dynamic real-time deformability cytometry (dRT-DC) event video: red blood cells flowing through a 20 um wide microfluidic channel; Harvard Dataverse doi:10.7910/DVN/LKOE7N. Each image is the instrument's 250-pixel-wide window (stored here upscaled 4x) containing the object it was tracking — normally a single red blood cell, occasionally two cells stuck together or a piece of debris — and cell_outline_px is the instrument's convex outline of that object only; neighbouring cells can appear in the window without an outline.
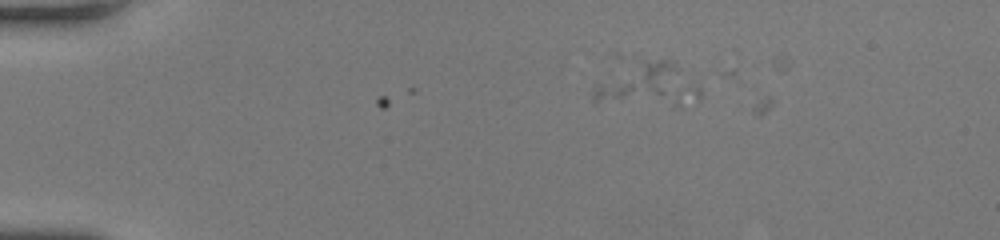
{"species": "human", "species_latin": "Homo sapiens", "temperature_condition": "room temperature", "stored_images_in_passage": 2, "camera_frame_rate_fps": 3000, "um_per_image_px": 0.085, "donor": {"sex": "female"}, "frame": {"image": 1, "passage_image": 2, "time_ms": 0.333, "image_size_px": [1000, 240], "cell_outline_px": [[676, 68], [660, 96], [596, 100], [592, 100], [592, 92], [596, 84], [644, 60], [672, 60]], "centroid_in_image_um": [54.1, 6.91], "position_along_channel_um": 30.9, "area_um2": 16.18}}